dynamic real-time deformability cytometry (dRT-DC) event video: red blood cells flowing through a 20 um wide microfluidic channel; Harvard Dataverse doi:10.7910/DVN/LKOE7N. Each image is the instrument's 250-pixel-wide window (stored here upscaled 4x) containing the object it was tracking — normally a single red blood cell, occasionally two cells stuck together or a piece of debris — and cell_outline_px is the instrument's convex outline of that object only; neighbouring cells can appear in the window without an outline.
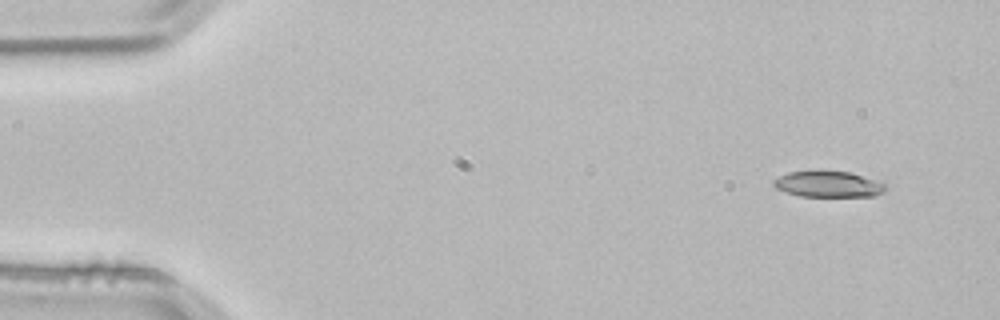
{"species": "common noctule bat (a hibernating species)", "species_latin": "Nyctalus noctula", "temperature_condition": "room temperature", "stored_images_in_passage": 3, "camera_frame_rate_fps": 3000, "um_per_image_px": 0.085, "animal": {"sex": "male", "body_mass_g": 21.5, "forearm_length_mm": 52.0}, "frame": {"image": 1, "passage_image": 1, "time_ms": 0.0, "image_size_px": [1000, 320], "cell_outline_px": [[888, 188], [884, 192], [876, 196], [800, 196], [776, 188], [772, 184], [772, 180], [788, 172], [820, 168], [852, 172], [884, 180], [888, 184]], "centroid_in_image_um": [70.51, 15.6], "position_along_channel_um": 14.5, "area_um2": 18.09}}